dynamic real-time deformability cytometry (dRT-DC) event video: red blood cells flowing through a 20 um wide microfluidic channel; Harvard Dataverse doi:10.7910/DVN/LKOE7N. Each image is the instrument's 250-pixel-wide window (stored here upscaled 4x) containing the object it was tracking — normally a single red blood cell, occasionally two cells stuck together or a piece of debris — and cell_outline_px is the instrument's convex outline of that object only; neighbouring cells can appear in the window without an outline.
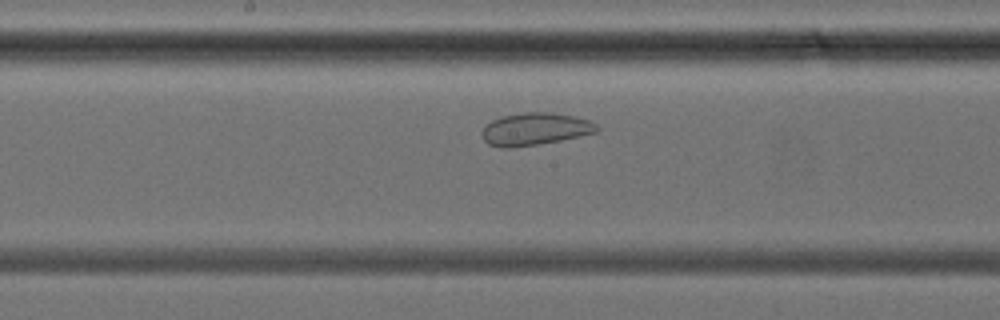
{"species": "common noctule bat (a hibernating species)", "species_latin": "Nyctalus noctula", "temperature_condition": "cold", "stored_images_in_passage": 35, "camera_frame_rate_fps": 3000, "um_per_image_px": 0.085, "animal": {"sex": "female", "body_mass_g": 24.6, "forearm_length_mm": 56.2}, "frame": {"image": 1, "passage_image": 16, "time_ms": 5.0, "image_size_px": [1000, 320], "cell_outline_px": [[600, 128], [596, 132], [580, 136], [560, 140], [536, 144], [508, 148], [500, 148], [488, 144], [484, 140], [480, 132], [492, 120], [504, 116], [520, 112], [552, 112], [576, 116], [592, 120]], "centroid_in_image_um": [45.5, 10.96], "position_along_channel_um": 202.7, "area_um2": 21.79}}